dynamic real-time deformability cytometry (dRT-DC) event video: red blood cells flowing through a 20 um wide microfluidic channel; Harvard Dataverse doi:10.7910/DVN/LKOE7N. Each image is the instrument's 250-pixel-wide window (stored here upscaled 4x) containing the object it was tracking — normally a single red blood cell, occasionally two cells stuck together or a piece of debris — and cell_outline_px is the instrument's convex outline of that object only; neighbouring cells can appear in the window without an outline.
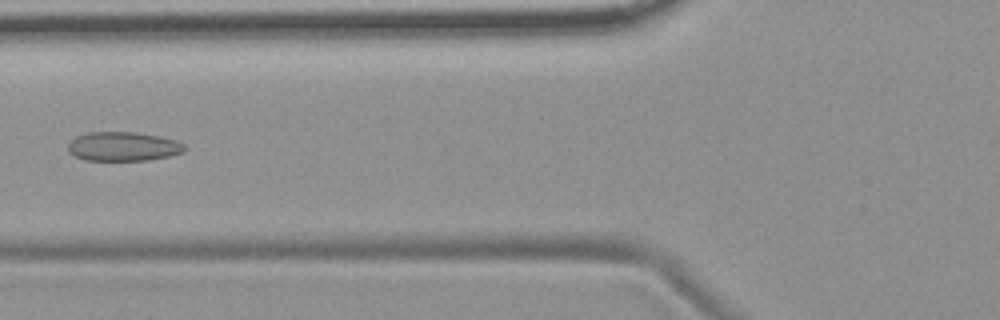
{"species": "common noctule bat (a hibernating species)", "species_latin": "Nyctalus noctula", "temperature_condition": "room temperature", "stored_images_in_passage": 6, "camera_frame_rate_fps": 3000, "um_per_image_px": 0.085, "animal": {"sex": "female", "body_mass_g": 19.9}, "frame": {"image": 1, "passage_image": 6, "time_ms": 5.667, "image_size_px": [1000, 320], "cell_outline_px": [[188, 148], [184, 152], [168, 156], [148, 160], [84, 160], [68, 152], [68, 144], [76, 136], [88, 132], [136, 132], [160, 136], [176, 140], [184, 144]], "centroid_in_image_um": [10.49, 12.44], "position_along_channel_um": 115.3, "area_um2": 19.88}}